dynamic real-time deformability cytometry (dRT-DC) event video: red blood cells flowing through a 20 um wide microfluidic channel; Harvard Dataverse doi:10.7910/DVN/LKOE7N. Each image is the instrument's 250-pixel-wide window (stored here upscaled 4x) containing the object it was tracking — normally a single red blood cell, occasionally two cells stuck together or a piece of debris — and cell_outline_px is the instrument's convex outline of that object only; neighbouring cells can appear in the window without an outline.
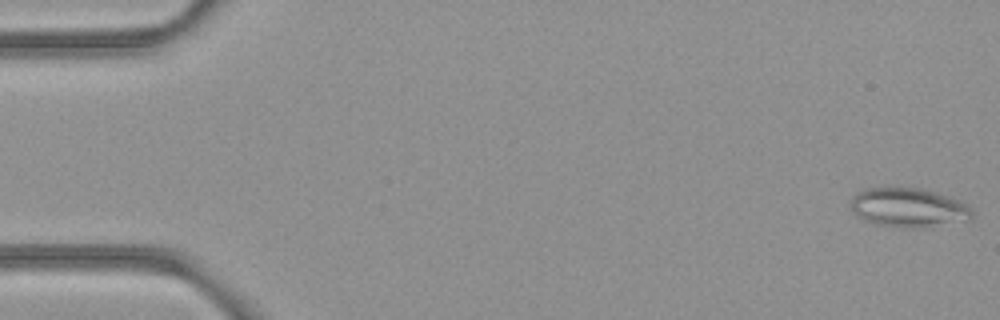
{"species": "common noctule bat (a hibernating species)", "species_latin": "Nyctalus noctula", "temperature_condition": "room temperature", "stored_images_in_passage": 17, "camera_frame_rate_fps": 3000, "um_per_image_px": 0.085, "animal": {"sex": "female", "body_mass_g": 21.9}, "frame": {"image": 1, "passage_image": 1, "time_ms": 0.0, "image_size_px": [1000, 320], "cell_outline_px": [[972, 216], [920, 228], [900, 228], [876, 224], [864, 220], [852, 208], [852, 196], [868, 188], [888, 184], [920, 188], [936, 192], [948, 196], [964, 204], [972, 212]], "centroid_in_image_um": [77.1, 17.58], "position_along_channel_um": 7.9, "area_um2": 27.34}}